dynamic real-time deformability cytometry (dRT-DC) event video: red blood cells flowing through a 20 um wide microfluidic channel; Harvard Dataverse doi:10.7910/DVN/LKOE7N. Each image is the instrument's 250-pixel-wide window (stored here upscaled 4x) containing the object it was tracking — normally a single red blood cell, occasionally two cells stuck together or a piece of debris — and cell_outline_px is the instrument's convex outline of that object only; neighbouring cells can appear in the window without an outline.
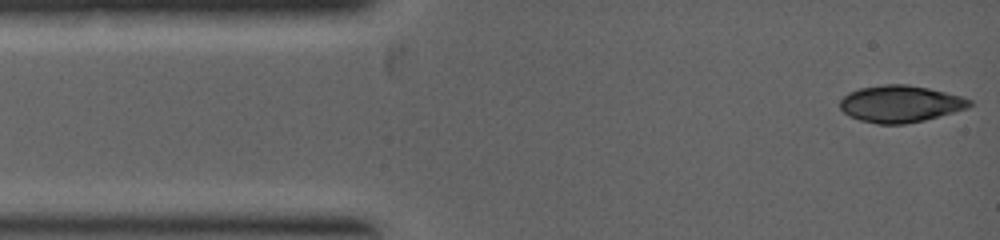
{"species": "common noctule bat (a hibernating species)", "species_latin": "Nyctalus noctula", "temperature_condition": "warm", "stored_images_in_passage": 6, "camera_frame_rate_fps": 5000, "um_per_image_px": 0.085, "animal": {"sex": "female", "body_mass_g": 19.0, "forearm_length_mm": 53.3}, "frame": {"image": 1, "passage_image": 1, "time_ms": 0.0, "image_size_px": [1000, 240], "cell_outline_px": [[972, 104], [968, 108], [924, 120], [904, 124], [876, 124], [860, 120], [848, 116], [840, 108], [840, 100], [848, 92], [860, 88], [884, 84], [908, 84], [928, 88], [960, 96], [972, 100]], "centroid_in_image_um": [76.5, 8.83], "position_along_channel_um": 8.5, "area_um2": 27.8}}